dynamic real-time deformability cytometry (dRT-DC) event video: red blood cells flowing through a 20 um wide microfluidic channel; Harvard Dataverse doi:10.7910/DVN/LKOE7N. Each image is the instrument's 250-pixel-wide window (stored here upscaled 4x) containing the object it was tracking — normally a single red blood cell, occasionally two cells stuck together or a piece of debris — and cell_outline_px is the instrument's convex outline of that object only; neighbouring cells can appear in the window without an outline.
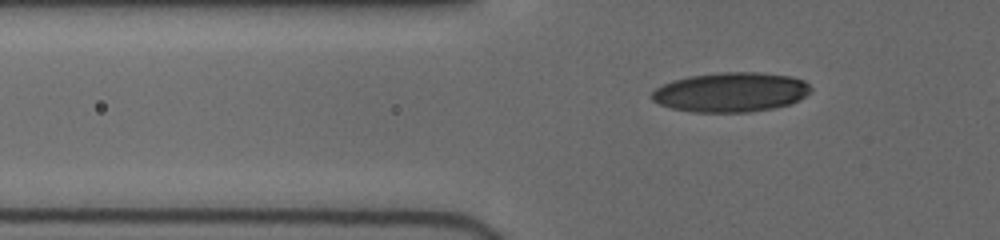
{"species": "human", "species_latin": "Homo sapiens", "temperature_condition": "cold", "stored_images_in_passage": 20, "camera_frame_rate_fps": 3000, "um_per_image_px": 0.085, "donor": {"sex": "female"}, "frame": {"image": 1, "passage_image": 7, "time_ms": 3.333, "image_size_px": [1000, 240], "cell_outline_px": [[812, 88], [804, 96], [788, 104], [772, 108], [748, 112], [692, 112], [672, 108], [660, 104], [652, 100], [652, 92], [656, 88], [672, 80], [688, 76], [720, 72], [756, 72], [788, 76], [804, 80]], "centroid_in_image_um": [62.08, 7.83], "position_along_channel_um": 63.7, "area_um2": 36.36}}
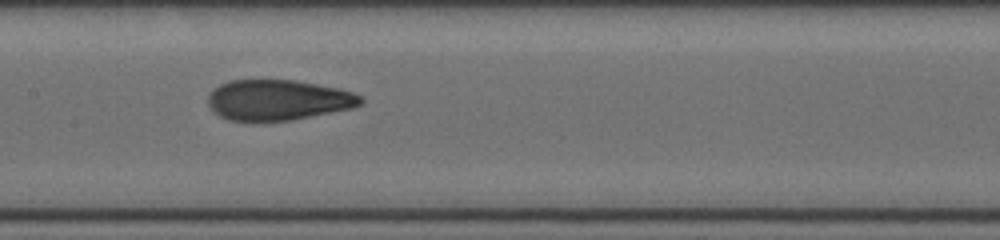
{"frame": {"image": 2, "passage_image": 13, "time_ms": 6.667, "image_size_px": [1000, 240], "cell_outline_px": [[364, 100], [360, 104], [352, 108], [288, 120], [228, 120], [212, 112], [208, 104], [208, 92], [212, 88], [228, 80], [296, 80], [340, 88], [352, 92], [360, 96]], "centroid_in_image_um": [23.58, 8.48], "position_along_channel_um": 183.8, "area_um2": 35.95}}
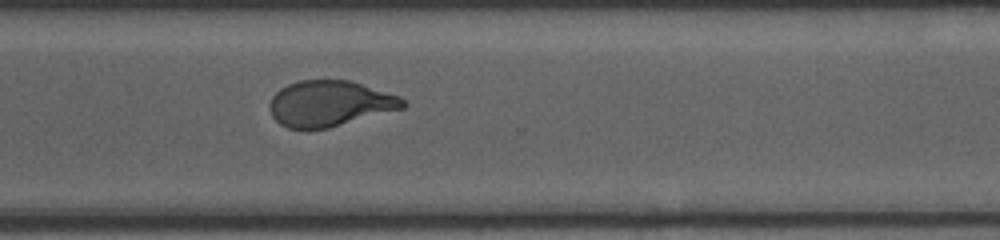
{"frame": {"image": 3, "passage_image": 20, "time_ms": 10.667, "image_size_px": [1000, 240], "cell_outline_px": [[408, 104], [404, 108], [328, 128], [288, 128], [280, 124], [272, 116], [268, 108], [268, 104], [272, 96], [280, 88], [288, 84], [300, 80], [348, 80], [400, 96]], "centroid_in_image_um": [28.01, 8.79], "position_along_channel_um": 342.6, "area_um2": 35.43}}